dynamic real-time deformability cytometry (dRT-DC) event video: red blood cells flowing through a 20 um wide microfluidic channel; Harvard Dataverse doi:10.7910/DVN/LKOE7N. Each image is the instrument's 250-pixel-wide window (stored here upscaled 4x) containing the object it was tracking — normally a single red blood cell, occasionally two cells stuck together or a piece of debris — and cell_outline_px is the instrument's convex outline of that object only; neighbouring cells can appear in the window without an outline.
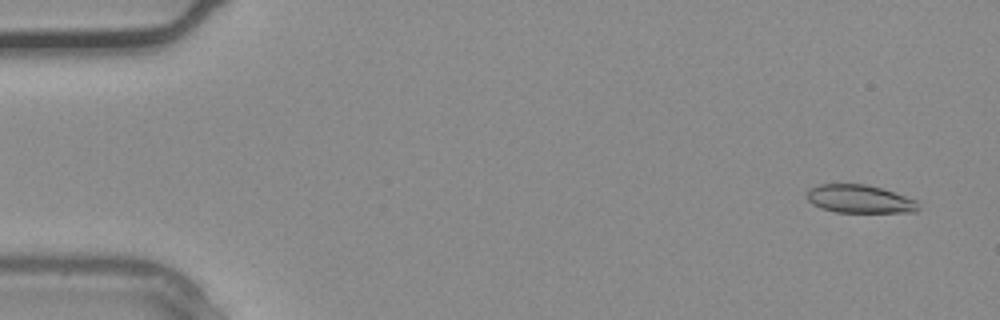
{"species": "common noctule bat (a hibernating species)", "species_latin": "Nyctalus noctula", "temperature_condition": "warm", "stored_images_in_passage": 37, "camera_frame_rate_fps": 3000, "um_per_image_px": 0.085, "animal": {"sex": "male", "body_mass_g": 20.4}, "frame": {"image": 1, "passage_image": 2, "time_ms": 0.333, "image_size_px": [1000, 320], "cell_outline_px": [[920, 208], [916, 212], [836, 212], [820, 208], [812, 204], [804, 196], [808, 188], [820, 184], [864, 184], [880, 188], [916, 200]], "centroid_in_image_um": [73.0, 16.92], "position_along_channel_um": 12.0, "area_um2": 18.32}}
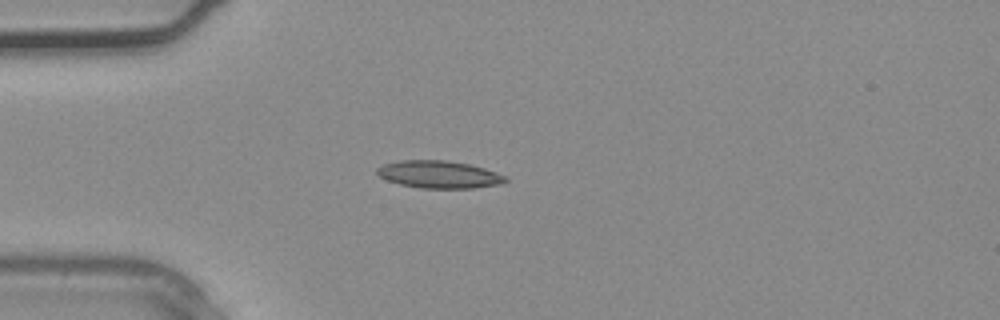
{"frame": {"image": 2, "passage_image": 10, "time_ms": 3.0, "image_size_px": [1000, 320], "cell_outline_px": [[508, 180], [504, 184], [472, 188], [420, 188], [400, 184], [388, 180], [380, 176], [376, 172], [376, 168], [384, 164], [400, 160], [448, 160], [468, 164], [484, 168], [508, 176]], "centroid_in_image_um": [37.36, 14.83], "position_along_channel_um": 47.6, "area_um2": 20.63}}
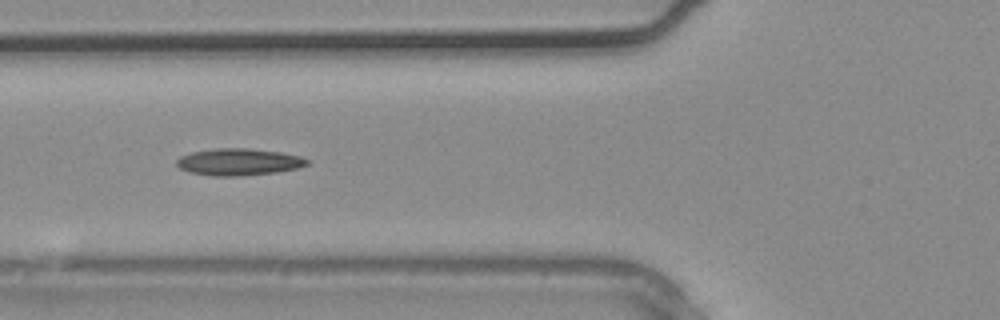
{"frame": {"image": 3, "passage_image": 14, "time_ms": 4.333, "image_size_px": [1000, 320], "cell_outline_px": [[308, 164], [296, 168], [276, 172], [236, 176], [212, 176], [192, 172], [180, 168], [176, 164], [176, 160], [180, 156], [192, 152], [216, 148], [248, 148], [280, 152], [300, 156], [308, 160]], "centroid_in_image_um": [20.27, 13.76], "position_along_channel_um": 105.5, "area_um2": 20.23}}